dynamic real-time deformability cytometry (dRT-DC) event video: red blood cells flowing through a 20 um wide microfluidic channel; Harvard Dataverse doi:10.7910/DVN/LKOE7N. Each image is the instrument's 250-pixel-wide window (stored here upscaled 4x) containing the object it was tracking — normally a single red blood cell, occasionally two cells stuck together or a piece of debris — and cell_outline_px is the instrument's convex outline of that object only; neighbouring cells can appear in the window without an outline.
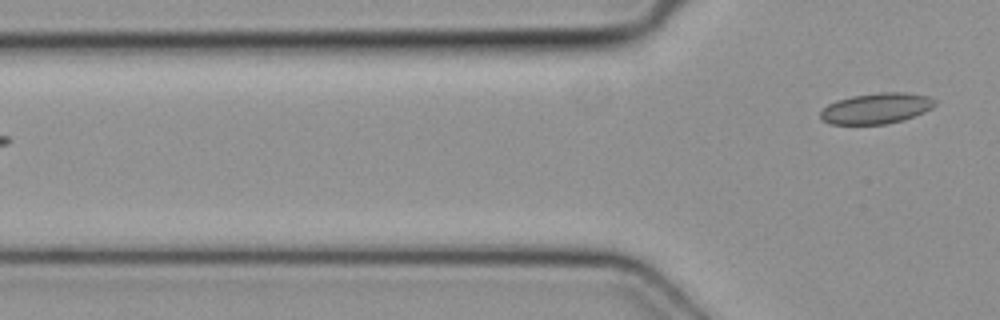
{"species": "common noctule bat (a hibernating species)", "species_latin": "Nyctalus noctula", "temperature_condition": "cold", "stored_images_in_passage": 2, "camera_frame_rate_fps": 3000, "um_per_image_px": 0.085, "animal": {"sex": "female", "body_mass_g": 19.3, "forearm_length_mm": 54.1}, "frame": {"image": 1, "passage_image": 2, "time_ms": 0.333, "image_size_px": [1000, 320], "cell_outline_px": [[936, 104], [932, 108], [924, 112], [904, 120], [888, 124], [828, 124], [820, 116], [820, 112], [828, 104], [836, 100], [852, 96], [880, 92], [904, 92], [928, 96], [936, 100]], "centroid_in_image_um": [74.5, 9.21], "position_along_channel_um": 51.3, "area_um2": 20.58}}